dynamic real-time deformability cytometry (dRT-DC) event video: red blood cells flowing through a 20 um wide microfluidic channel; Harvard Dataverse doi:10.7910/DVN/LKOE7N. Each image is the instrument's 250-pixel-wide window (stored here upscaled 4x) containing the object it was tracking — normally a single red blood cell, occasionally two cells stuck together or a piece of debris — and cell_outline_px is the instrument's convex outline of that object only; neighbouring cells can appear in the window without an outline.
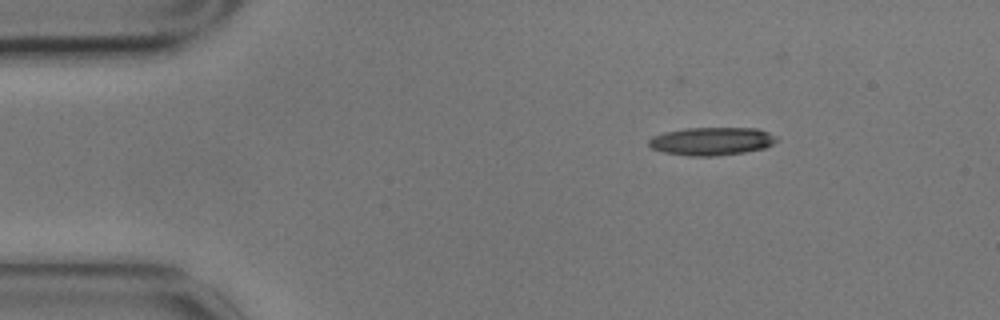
{"species": "common noctule bat (a hibernating species)", "species_latin": "Nyctalus noctula", "temperature_condition": "cold", "stored_images_in_passage": 3, "camera_frame_rate_fps": 3000, "um_per_image_px": 0.085, "animal": {"sex": "male", "body_mass_g": 17.9}, "frame": {"image": 1, "passage_image": 1, "time_ms": 0.0, "image_size_px": [1000, 320], "cell_outline_px": [[780, 140], [764, 148], [744, 152], [716, 156], [688, 156], [664, 152], [652, 148], [648, 144], [648, 140], [652, 136], [664, 132], [684, 128], [760, 128], [780, 136]], "centroid_in_image_um": [60.54, 11.99], "position_along_channel_um": 24.5, "area_um2": 21.21}}